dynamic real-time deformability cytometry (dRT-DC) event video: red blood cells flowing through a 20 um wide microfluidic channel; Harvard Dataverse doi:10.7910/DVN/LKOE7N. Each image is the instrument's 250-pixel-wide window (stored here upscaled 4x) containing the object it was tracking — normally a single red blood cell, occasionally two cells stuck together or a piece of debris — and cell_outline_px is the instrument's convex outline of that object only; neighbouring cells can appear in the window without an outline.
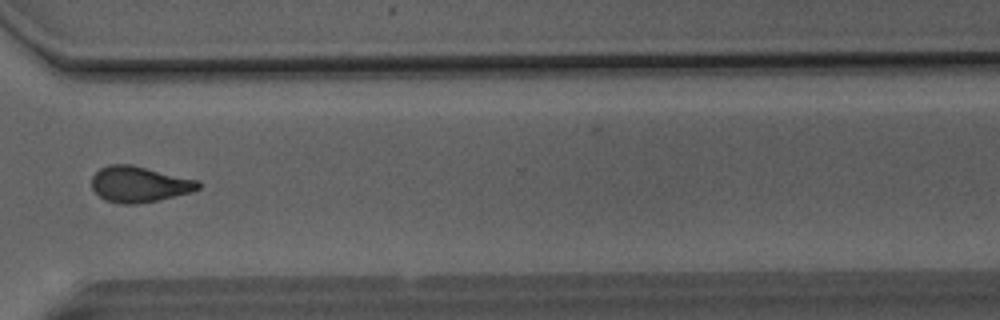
{"species": "Egyptian fruit bat (a non-hibernating species)", "species_latin": "Rousettus aegyptiacus", "temperature_condition": "room temperature", "stored_images_in_passage": 36, "camera_frame_rate_fps": 3000, "um_per_image_px": 0.085, "animal": {"sex": "male"}, "frame": {"image": 1, "passage_image": 23, "time_ms": 7.333, "image_size_px": [1000, 320], "cell_outline_px": [[200, 188], [192, 192], [160, 200], [136, 204], [120, 204], [104, 200], [92, 188], [92, 176], [100, 168], [108, 164], [132, 164], [200, 180]], "centroid_in_image_um": [11.86, 15.66], "position_along_channel_um": 358.7, "area_um2": 22.6}}
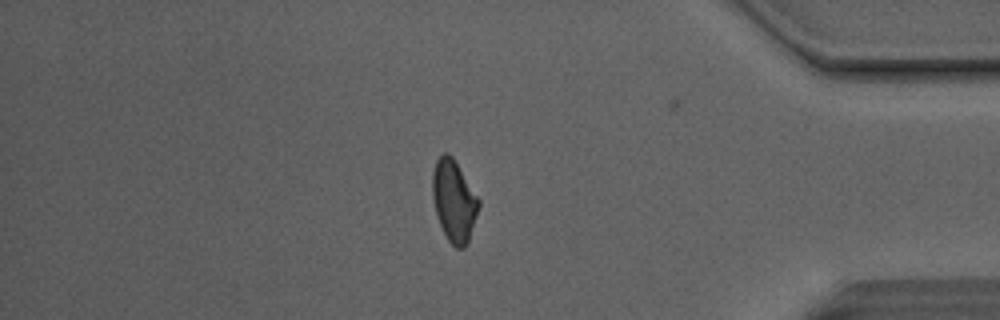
{"frame": {"image": 2, "passage_image": 28, "time_ms": 9.0, "image_size_px": [1000, 320], "cell_outline_px": [[480, 204], [468, 240], [464, 248], [456, 248], [448, 240], [436, 216], [432, 196], [432, 172], [436, 160], [444, 152], [452, 156], [480, 200]], "centroid_in_image_um": [38.56, 17.05], "position_along_channel_um": 396.6, "area_um2": 21.73}}
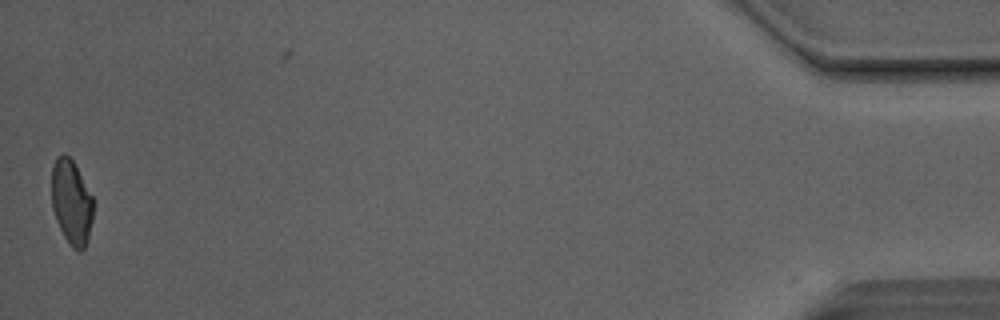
{"frame": {"image": 3, "passage_image": 35, "time_ms": 11.333, "image_size_px": [1000, 320], "cell_outline_px": [[96, 200], [92, 220], [88, 236], [84, 248], [80, 252], [76, 252], [68, 244], [56, 220], [52, 208], [52, 164], [56, 156], [64, 152], [72, 160]], "centroid_in_image_um": [6.09, 17.18], "position_along_channel_um": 429.1, "area_um2": 21.04}}